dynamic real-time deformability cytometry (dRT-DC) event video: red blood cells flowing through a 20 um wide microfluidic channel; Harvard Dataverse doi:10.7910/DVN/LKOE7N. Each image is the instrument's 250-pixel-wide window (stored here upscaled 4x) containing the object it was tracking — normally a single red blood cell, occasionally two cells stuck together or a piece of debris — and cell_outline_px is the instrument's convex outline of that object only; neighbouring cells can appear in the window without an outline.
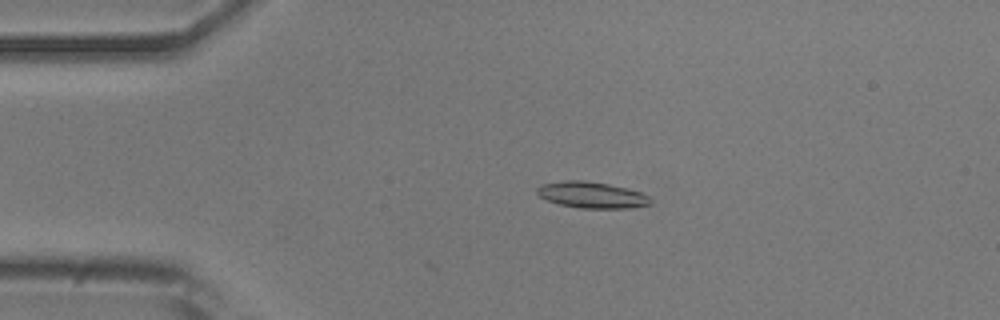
{"species": "common noctule bat (a hibernating species)", "species_latin": "Nyctalus noctula", "temperature_condition": "room temperature", "stored_images_in_passage": 19, "camera_frame_rate_fps": 3000, "um_per_image_px": 0.085, "animal": {"sex": "male", "body_mass_g": 20.5, "forearm_length_mm": 52.5}, "frame": {"image": 1, "passage_image": 10, "time_ms": 3.0, "image_size_px": [1000, 320], "cell_outline_px": [[652, 204], [632, 208], [580, 208], [560, 204], [548, 200], [540, 196], [536, 192], [536, 188], [540, 184], [564, 180], [584, 180], [608, 184], [628, 188], [640, 192], [648, 196], [652, 200]], "centroid_in_image_um": [50.31, 16.56], "position_along_channel_um": 34.7, "area_um2": 17.46}}
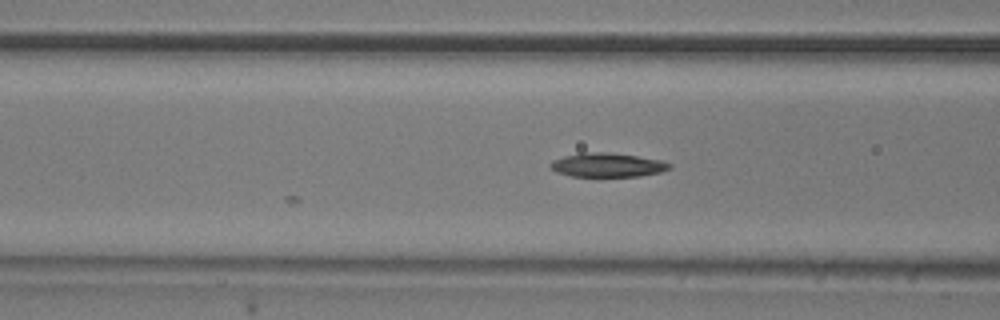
{"frame": {"image": 2, "passage_image": 19, "time_ms": 6.0, "image_size_px": [1000, 320], "cell_outline_px": [[672, 168], [660, 172], [640, 176], [596, 180], [572, 176], [556, 172], [548, 168], [548, 164], [552, 160], [564, 156], [580, 152], [608, 152], [636, 156], [660, 160], [672, 164]], "centroid_in_image_um": [51.56, 14.08], "position_along_channel_um": 115.0, "area_um2": 17.74}}